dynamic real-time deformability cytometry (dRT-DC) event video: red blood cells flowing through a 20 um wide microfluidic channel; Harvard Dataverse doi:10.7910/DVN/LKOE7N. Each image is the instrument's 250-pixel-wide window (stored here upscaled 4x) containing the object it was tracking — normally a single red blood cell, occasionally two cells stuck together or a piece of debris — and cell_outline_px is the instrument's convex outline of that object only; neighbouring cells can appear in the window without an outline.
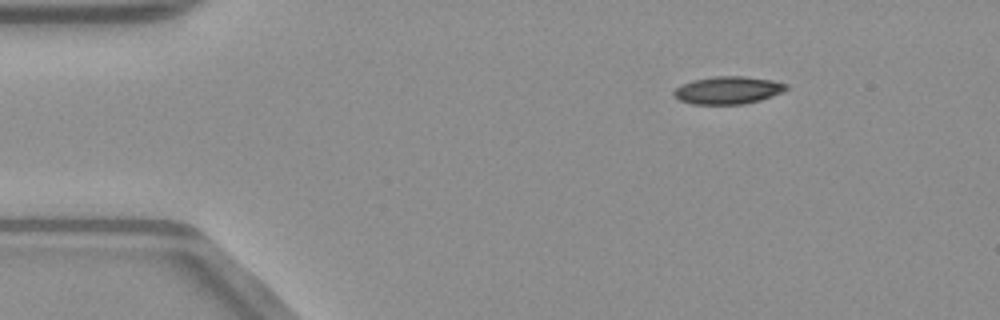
{"species": "common noctule bat (a hibernating species)", "species_latin": "Nyctalus noctula", "temperature_condition": "warm", "stored_images_in_passage": 45, "camera_frame_rate_fps": 3000, "um_per_image_px": 0.085, "animal": {"sex": "male", "body_mass_g": 23.1, "forearm_length_mm": 52.7}, "frame": {"image": 1, "passage_image": 1, "time_ms": 0.0, "image_size_px": [1000, 320], "cell_outline_px": [[788, 88], [784, 92], [760, 100], [744, 104], [692, 104], [680, 100], [672, 92], [676, 88], [692, 80], [712, 76], [744, 76], [772, 80], [788, 84]], "centroid_in_image_um": [61.91, 7.66], "position_along_channel_um": 23.1, "area_um2": 18.09}}
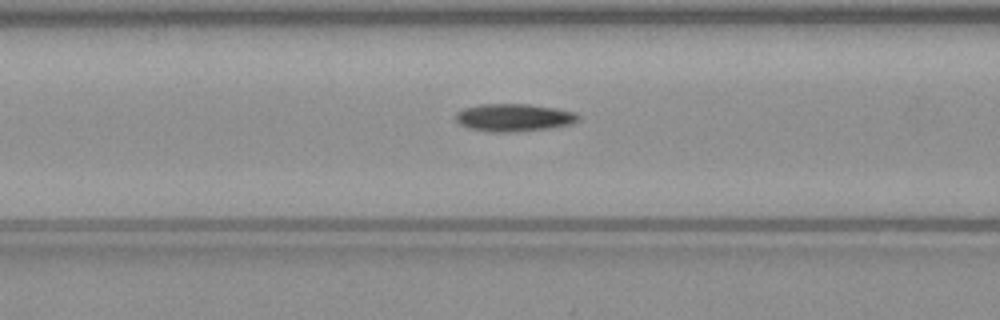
{"frame": {"image": 2, "passage_image": 14, "time_ms": 4.333, "image_size_px": [1000, 320], "cell_outline_px": [[580, 116], [572, 124], [548, 128], [516, 132], [492, 132], [468, 128], [460, 124], [456, 120], [456, 112], [464, 108], [480, 104], [528, 104], [556, 108], [576, 112]], "centroid_in_image_um": [43.67, 9.99], "position_along_channel_um": 122.9, "area_um2": 19.77}}
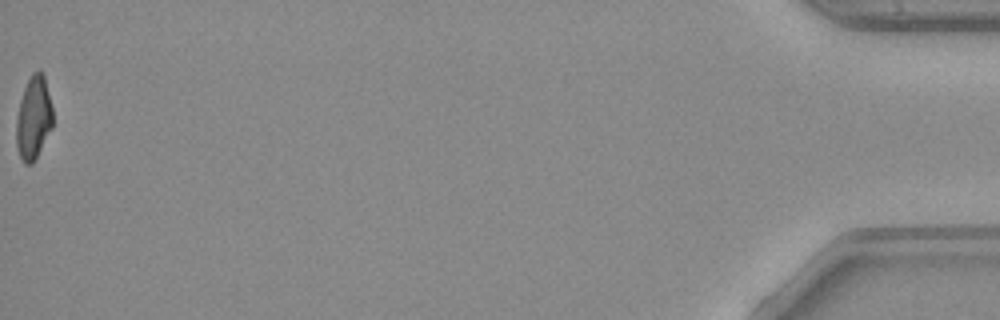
{"frame": {"image": 3, "passage_image": 45, "time_ms": 14.667, "image_size_px": [1000, 320], "cell_outline_px": [[52, 128], [32, 164], [24, 164], [16, 148], [16, 120], [20, 100], [24, 88], [32, 72], [40, 68], [44, 76], [52, 108]], "centroid_in_image_um": [2.84, 10.01], "position_along_channel_um": 432.4, "area_um2": 17.63}, "authors_computed_cell_mechanics": {"area_um2": 18.8428, "velocity_mm_per_s": 4.0527, "shape_relaxation_time_tau1_ms": 4.186, "shape_relaxation_time_tau2_ms": 9.0978, "deformation_change_tau1": 0.152, "deformation_change_tau2": 0.1883}}